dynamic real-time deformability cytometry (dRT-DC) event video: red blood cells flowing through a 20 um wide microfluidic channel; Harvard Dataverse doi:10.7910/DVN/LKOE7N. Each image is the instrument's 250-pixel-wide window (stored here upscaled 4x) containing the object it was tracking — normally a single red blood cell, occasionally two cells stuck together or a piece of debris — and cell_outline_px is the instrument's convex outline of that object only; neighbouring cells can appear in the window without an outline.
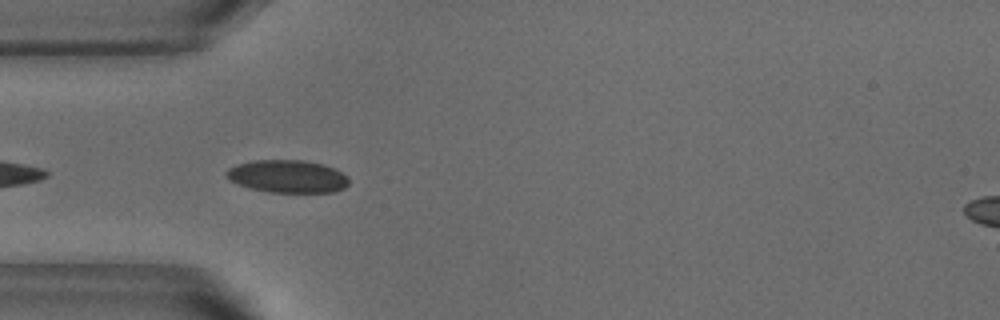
{"species": "common noctule bat (a hibernating species)", "species_latin": "Nyctalus noctula", "temperature_condition": "warm", "stored_images_in_passage": 5, "camera_frame_rate_fps": 3000, "um_per_image_px": 0.085, "animal": {"sex": "male", "body_mass_g": 18.8}, "frame": {"image": 1, "passage_image": 3, "time_ms": 0.667, "image_size_px": [1000, 320], "cell_outline_px": [[348, 184], [344, 188], [332, 192], [268, 192], [236, 184], [224, 176], [224, 172], [228, 168], [236, 164], [252, 160], [304, 160], [320, 164], [332, 168], [348, 176]], "centroid_in_image_um": [24.38, 14.99], "position_along_channel_um": 60.6, "area_um2": 23.35}}